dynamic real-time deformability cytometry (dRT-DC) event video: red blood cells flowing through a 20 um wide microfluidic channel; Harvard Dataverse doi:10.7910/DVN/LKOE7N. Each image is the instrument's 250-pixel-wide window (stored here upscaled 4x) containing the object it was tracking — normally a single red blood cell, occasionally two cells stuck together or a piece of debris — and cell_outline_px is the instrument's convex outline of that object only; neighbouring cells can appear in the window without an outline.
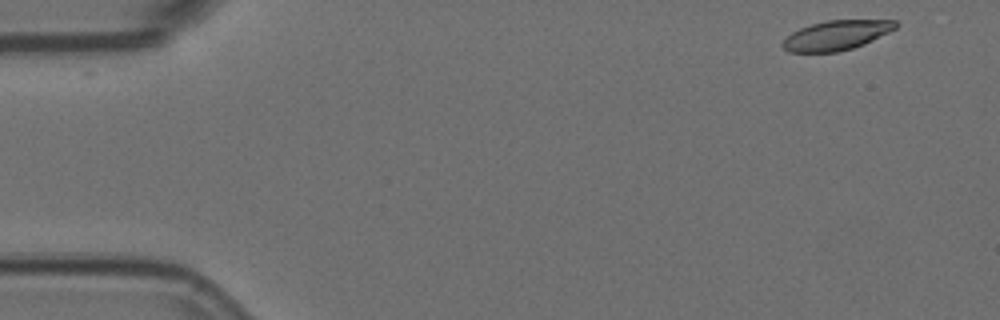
{"species": "Egyptian fruit bat (a non-hibernating species)", "species_latin": "Rousettus aegyptiacus", "temperature_condition": "room temperature", "stored_images_in_passage": 4, "camera_frame_rate_fps": 3000, "um_per_image_px": 0.085, "animal": {"sex": "female"}, "frame": {"image": 1, "passage_image": 1, "time_ms": 0.0, "image_size_px": [1000, 320], "cell_outline_px": [[900, 24], [896, 28], [864, 44], [852, 48], [836, 52], [788, 52], [780, 44], [792, 32], [800, 28], [812, 24], [828, 20], [896, 20]], "centroid_in_image_um": [71.1, 2.99], "position_along_channel_um": 13.9, "area_um2": 19.36}}
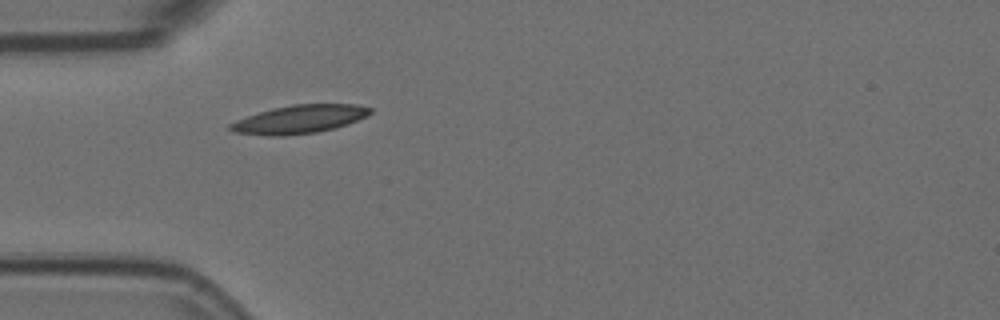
{"frame": {"image": 2, "passage_image": 4, "time_ms": 1.0, "image_size_px": [1000, 320], "cell_outline_px": [[372, 112], [368, 116], [332, 128], [316, 132], [284, 136], [272, 136], [236, 132], [228, 128], [228, 124], [236, 120], [272, 108], [292, 104], [356, 104], [372, 108]], "centroid_in_image_um": [25.45, 10.12], "position_along_channel_um": 59.6, "area_um2": 22.83}}